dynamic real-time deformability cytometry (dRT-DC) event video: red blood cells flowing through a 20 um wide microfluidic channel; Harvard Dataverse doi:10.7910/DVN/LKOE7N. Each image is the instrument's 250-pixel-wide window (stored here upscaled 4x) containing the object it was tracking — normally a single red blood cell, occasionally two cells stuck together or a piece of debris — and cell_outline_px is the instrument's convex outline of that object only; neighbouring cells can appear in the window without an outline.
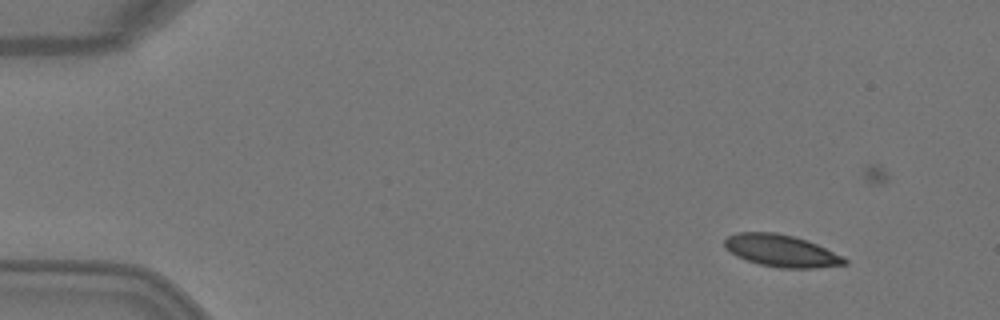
{"species": "Egyptian fruit bat (a non-hibernating species)", "species_latin": "Rousettus aegyptiacus", "temperature_condition": "warm", "stored_images_in_passage": 4, "camera_frame_rate_fps": 3000, "um_per_image_px": 0.085, "animal": {"sex": "female"}, "frame": {"image": 1, "passage_image": 1, "time_ms": 0.0, "image_size_px": [1000, 320], "cell_outline_px": [[848, 264], [816, 268], [780, 268], [760, 264], [736, 256], [724, 248], [724, 240], [728, 236], [736, 232], [776, 232], [792, 236], [816, 244], [844, 256], [848, 260]], "centroid_in_image_um": [66.41, 21.32], "position_along_channel_um": 18.6, "area_um2": 22.43}}
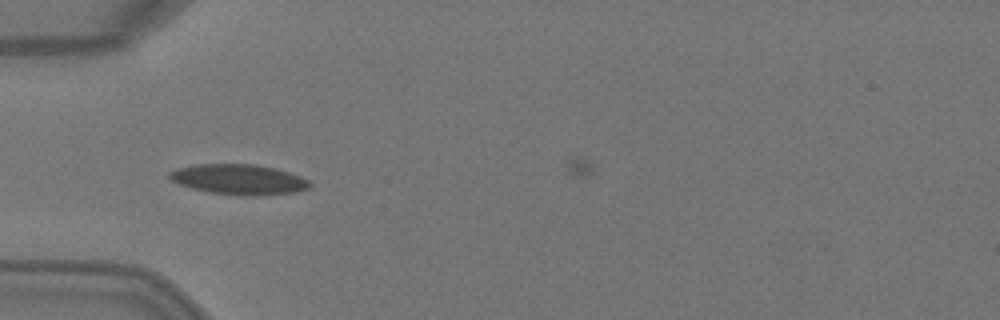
{"frame": {"image": 2, "passage_image": 3, "time_ms": 0.667, "image_size_px": [1000, 320], "cell_outline_px": [[312, 188], [296, 192], [268, 196], [244, 196], [208, 192], [176, 184], [168, 176], [168, 172], [176, 168], [196, 164], [256, 164], [288, 172], [300, 176], [308, 180], [312, 184]], "centroid_in_image_um": [20.31, 15.27], "position_along_channel_um": 64.7, "area_um2": 25.14}}